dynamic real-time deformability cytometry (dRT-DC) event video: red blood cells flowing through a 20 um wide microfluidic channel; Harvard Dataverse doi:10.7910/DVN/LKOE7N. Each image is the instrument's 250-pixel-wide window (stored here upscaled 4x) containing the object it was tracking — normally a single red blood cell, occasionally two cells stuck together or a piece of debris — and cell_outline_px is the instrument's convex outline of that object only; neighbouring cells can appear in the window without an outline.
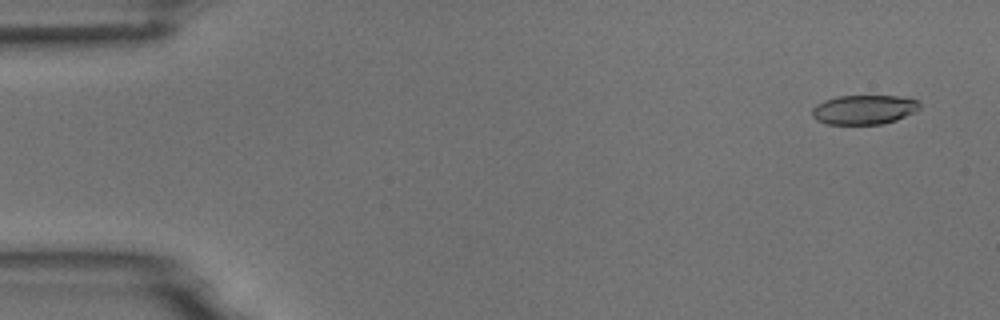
{"species": "common noctule bat (a hibernating species)", "species_latin": "Nyctalus noctula", "temperature_condition": "room temperature", "stored_images_in_passage": 10, "camera_frame_rate_fps": 3000, "um_per_image_px": 0.085, "animal": {"sex": "male", "body_mass_g": 18.8}, "frame": {"image": 1, "passage_image": 1, "time_ms": 0.0, "image_size_px": [1000, 320], "cell_outline_px": [[920, 108], [896, 120], [880, 124], [828, 124], [816, 120], [812, 116], [812, 108], [816, 104], [824, 100], [840, 96], [896, 96], [916, 100], [920, 104]], "centroid_in_image_um": [73.39, 9.32], "position_along_channel_um": 11.6, "area_um2": 18.21}}
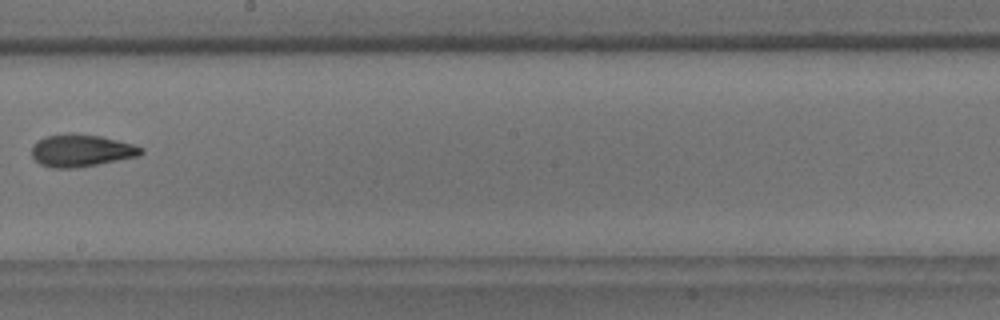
{"frame": {"image": 2, "passage_image": 9, "time_ms": 9.333, "image_size_px": [1000, 320], "cell_outline_px": [[144, 152], [140, 156], [76, 168], [52, 168], [40, 164], [32, 156], [32, 144], [36, 140], [44, 136], [68, 132], [100, 136], [132, 144], [144, 148]], "centroid_in_image_um": [6.87, 12.78], "position_along_channel_um": 241.3, "area_um2": 20.81}}
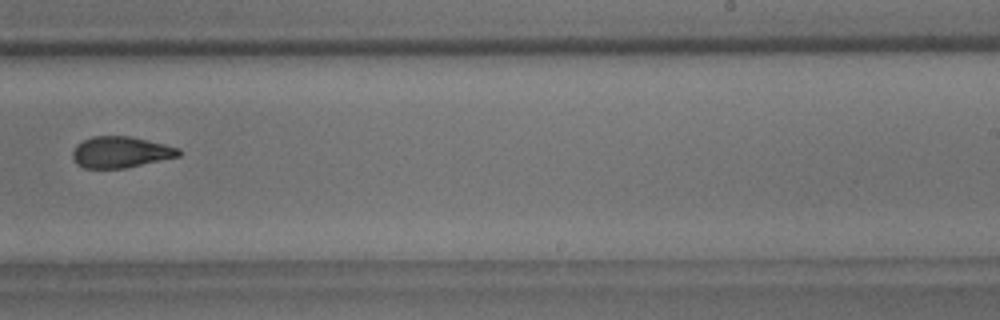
{"frame": {"image": 3, "passage_image": 10, "time_ms": 10.333, "image_size_px": [1000, 320], "cell_outline_px": [[180, 156], [124, 168], [84, 168], [76, 164], [72, 160], [72, 152], [76, 144], [92, 136], [128, 136], [164, 144], [180, 148]], "centroid_in_image_um": [10.21, 12.93], "position_along_channel_um": 278.8, "area_um2": 19.25}}